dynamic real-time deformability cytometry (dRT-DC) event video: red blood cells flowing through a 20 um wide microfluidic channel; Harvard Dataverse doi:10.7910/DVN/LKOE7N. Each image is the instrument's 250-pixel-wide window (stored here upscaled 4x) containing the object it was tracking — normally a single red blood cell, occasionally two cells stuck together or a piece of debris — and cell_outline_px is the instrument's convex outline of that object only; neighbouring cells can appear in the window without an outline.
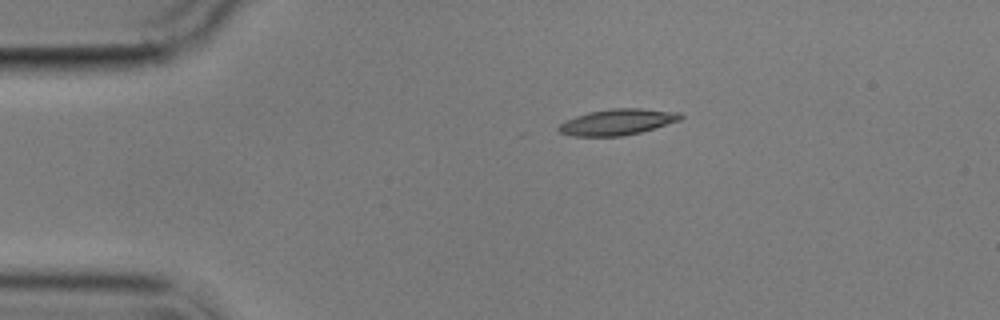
{"species": "common noctule bat (a hibernating species)", "species_latin": "Nyctalus noctula", "temperature_condition": "cold", "stored_images_in_passage": 7, "camera_frame_rate_fps": 3000, "um_per_image_px": 0.085, "animal": {"sex": "male", "body_mass_g": 17.9}, "frame": {"image": 1, "passage_image": 1, "time_ms": 0.0, "image_size_px": [1000, 320], "cell_outline_px": [[684, 116], [680, 120], [640, 132], [624, 136], [572, 136], [560, 132], [556, 128], [564, 120], [588, 112], [612, 108], [640, 108], [680, 112]], "centroid_in_image_um": [52.46, 10.36], "position_along_channel_um": 32.5, "area_um2": 18.5}}
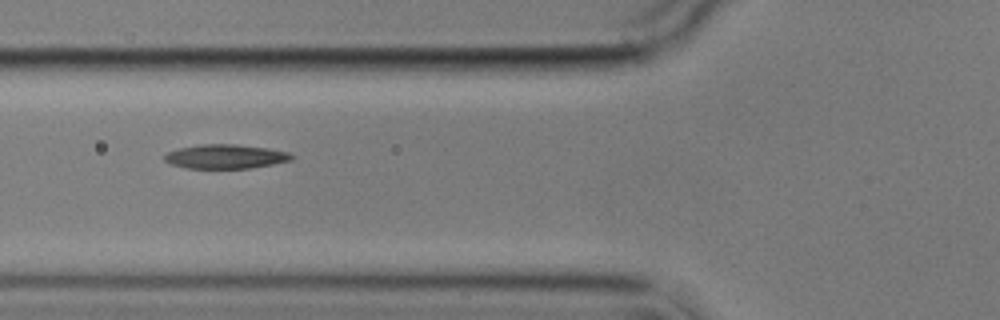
{"frame": {"image": 2, "passage_image": 4, "time_ms": 3.333, "image_size_px": [1000, 320], "cell_outline_px": [[296, 156], [292, 160], [272, 164], [248, 168], [188, 168], [172, 164], [164, 160], [164, 156], [168, 152], [180, 148], [200, 144], [236, 144], [268, 148], [288, 152]], "centroid_in_image_um": [19.2, 13.3], "position_along_channel_um": 106.6, "area_um2": 17.8}}
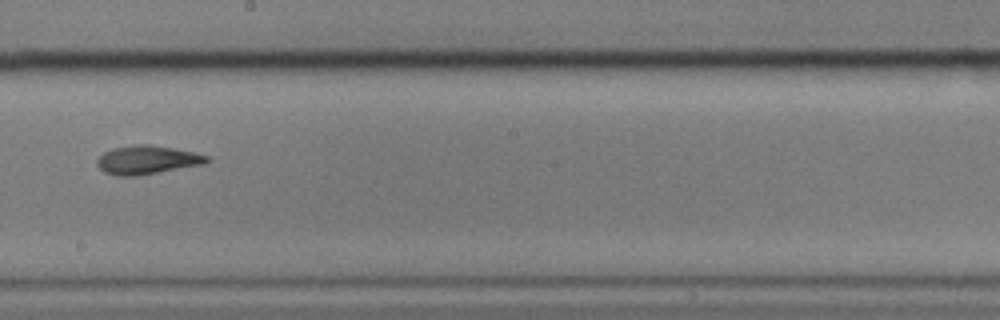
{"frame": {"image": 3, "passage_image": 7, "time_ms": 7.0, "image_size_px": [1000, 320], "cell_outline_px": [[212, 160], [204, 164], [136, 176], [116, 176], [104, 172], [96, 164], [96, 160], [104, 152], [112, 148], [140, 144], [148, 144], [196, 152], [208, 156]], "centroid_in_image_um": [12.51, 13.59], "position_along_channel_um": 235.7, "area_um2": 18.32}}